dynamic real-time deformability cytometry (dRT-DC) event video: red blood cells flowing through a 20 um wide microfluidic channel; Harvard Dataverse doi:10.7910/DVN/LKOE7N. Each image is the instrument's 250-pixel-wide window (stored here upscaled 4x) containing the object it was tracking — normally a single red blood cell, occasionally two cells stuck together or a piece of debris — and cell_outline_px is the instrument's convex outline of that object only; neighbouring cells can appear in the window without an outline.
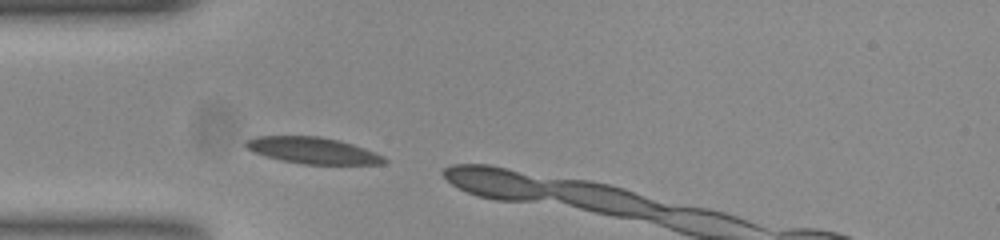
{"species": "common noctule bat (a hibernating species)", "species_latin": "Nyctalus noctula", "temperature_condition": "room temperature", "stored_images_in_passage": 3, "camera_frame_rate_fps": 3000, "um_per_image_px": 0.085, "animal": {"sex": "female", "body_mass_g": 23.0, "forearm_length_mm": 53.4}, "frame": {"image": 1, "passage_image": 1, "time_ms": 0.0, "image_size_px": [1000, 240], "cell_outline_px": [[388, 160], [384, 164], [304, 164], [280, 160], [252, 152], [244, 144], [248, 140], [256, 136], [316, 136], [336, 140], [352, 144], [376, 152], [384, 156]], "centroid_in_image_um": [26.6, 12.8], "position_along_channel_um": 58.4, "area_um2": 21.15}}